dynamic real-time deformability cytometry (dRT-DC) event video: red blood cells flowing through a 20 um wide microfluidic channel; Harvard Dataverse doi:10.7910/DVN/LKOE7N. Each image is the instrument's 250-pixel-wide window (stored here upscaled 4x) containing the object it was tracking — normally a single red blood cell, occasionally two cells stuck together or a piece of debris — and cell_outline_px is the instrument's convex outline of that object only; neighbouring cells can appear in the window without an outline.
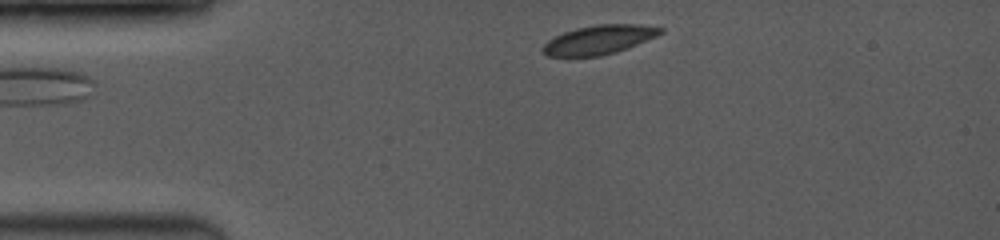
{"species": "common noctule bat (a hibernating species)", "species_latin": "Nyctalus noctula", "temperature_condition": "room temperature", "stored_images_in_passage": 19, "camera_frame_rate_fps": 3500, "um_per_image_px": 0.085, "animal": {"sex": "female", "body_mass_g": 19.0, "forearm_length_mm": 53.3}, "frame": {"image": 1, "passage_image": 1, "time_ms": 0.0, "image_size_px": [1000, 240], "cell_outline_px": [[664, 32], [656, 36], [628, 48], [616, 52], [600, 56], [548, 56], [544, 52], [544, 44], [548, 40], [564, 32], [580, 28], [600, 24], [632, 24], [664, 28]], "centroid_in_image_um": [50.95, 3.38], "position_along_channel_um": 34.1, "area_um2": 19.48}}
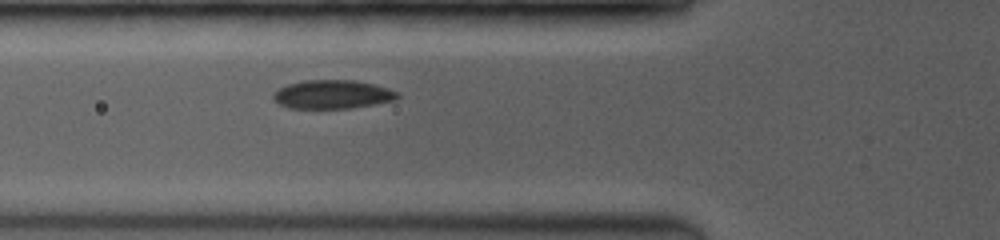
{"frame": {"image": 2, "passage_image": 6, "time_ms": 2.571, "image_size_px": [1000, 240], "cell_outline_px": [[400, 96], [396, 100], [348, 108], [288, 108], [280, 104], [272, 96], [280, 88], [288, 84], [304, 80], [356, 80], [388, 88], [396, 92]], "centroid_in_image_um": [28.27, 8.02], "position_along_channel_um": 97.5, "area_um2": 20.46}}
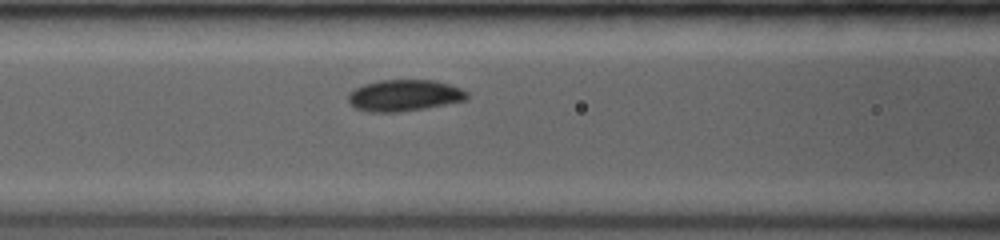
{"frame": {"image": 3, "passage_image": 8, "time_ms": 3.429, "image_size_px": [1000, 240], "cell_outline_px": [[468, 96], [464, 100], [424, 108], [400, 112], [368, 112], [356, 108], [348, 100], [348, 92], [364, 84], [380, 80], [436, 80], [460, 88], [468, 92]], "centroid_in_image_um": [34.34, 8.11], "position_along_channel_um": 132.3, "area_um2": 21.62}}